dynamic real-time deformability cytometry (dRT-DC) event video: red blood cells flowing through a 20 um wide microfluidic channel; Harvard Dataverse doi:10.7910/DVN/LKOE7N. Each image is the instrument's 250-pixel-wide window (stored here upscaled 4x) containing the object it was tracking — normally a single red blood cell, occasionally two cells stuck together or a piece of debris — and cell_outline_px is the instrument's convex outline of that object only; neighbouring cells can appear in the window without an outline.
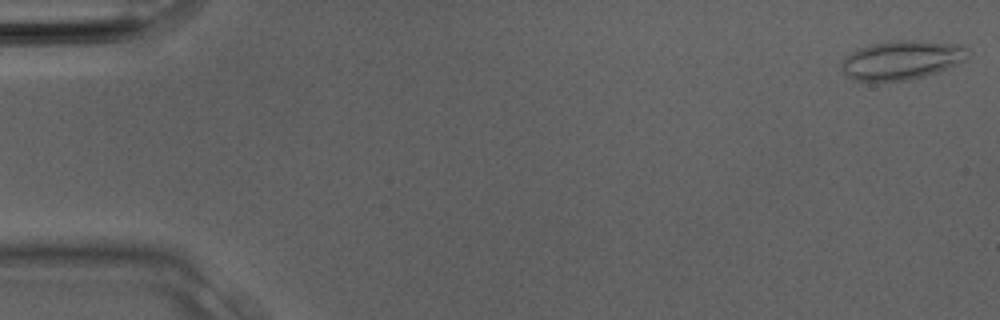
{"species": "Egyptian fruit bat (a non-hibernating species)", "species_latin": "Rousettus aegyptiacus", "temperature_condition": "room temperature", "stored_images_in_passage": 7, "camera_frame_rate_fps": 3000, "um_per_image_px": 0.085, "animal": {"sex": "male"}, "frame": {"image": 1, "passage_image": 1, "time_ms": 0.0, "image_size_px": [1000, 320], "cell_outline_px": [[968, 56], [964, 60], [956, 64], [936, 72], [924, 76], [908, 80], [852, 80], [844, 72], [840, 64], [852, 52], [860, 48], [872, 44], [896, 40], [916, 40], [960, 44], [968, 48]], "centroid_in_image_um": [76.68, 5.09], "position_along_channel_um": 8.3, "area_um2": 28.26}}